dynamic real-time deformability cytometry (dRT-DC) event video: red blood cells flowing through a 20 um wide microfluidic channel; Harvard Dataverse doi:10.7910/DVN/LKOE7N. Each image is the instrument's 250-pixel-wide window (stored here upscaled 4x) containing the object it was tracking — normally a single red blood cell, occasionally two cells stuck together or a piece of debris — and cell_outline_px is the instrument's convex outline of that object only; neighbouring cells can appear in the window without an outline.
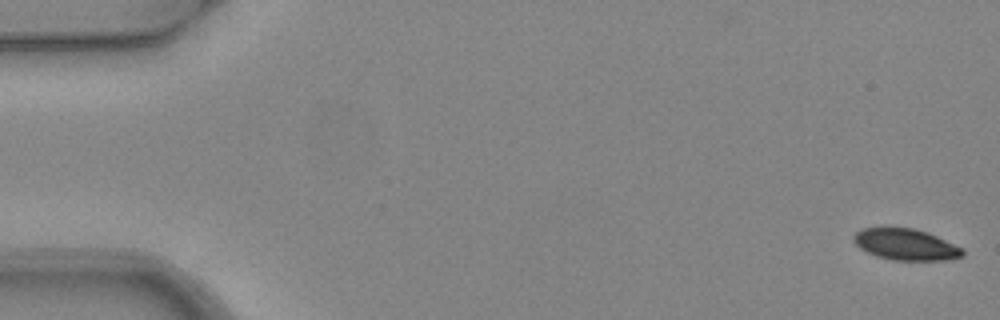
{"species": "common noctule bat (a hibernating species)", "species_latin": "Nyctalus noctula", "temperature_condition": "warm", "stored_images_in_passage": 3, "camera_frame_rate_fps": 3000, "um_per_image_px": 0.085, "animal": {"sex": "female", "body_mass_g": 24.6, "forearm_length_mm": 56.2}, "frame": {"image": 1, "passage_image": 1, "time_ms": 0.0, "image_size_px": [1000, 320], "cell_outline_px": [[964, 256], [952, 260], [892, 260], [876, 256], [860, 248], [852, 240], [852, 236], [860, 228], [912, 228], [928, 232], [964, 248]], "centroid_in_image_um": [77.02, 20.79], "position_along_channel_um": 8.0, "area_um2": 20.06}}